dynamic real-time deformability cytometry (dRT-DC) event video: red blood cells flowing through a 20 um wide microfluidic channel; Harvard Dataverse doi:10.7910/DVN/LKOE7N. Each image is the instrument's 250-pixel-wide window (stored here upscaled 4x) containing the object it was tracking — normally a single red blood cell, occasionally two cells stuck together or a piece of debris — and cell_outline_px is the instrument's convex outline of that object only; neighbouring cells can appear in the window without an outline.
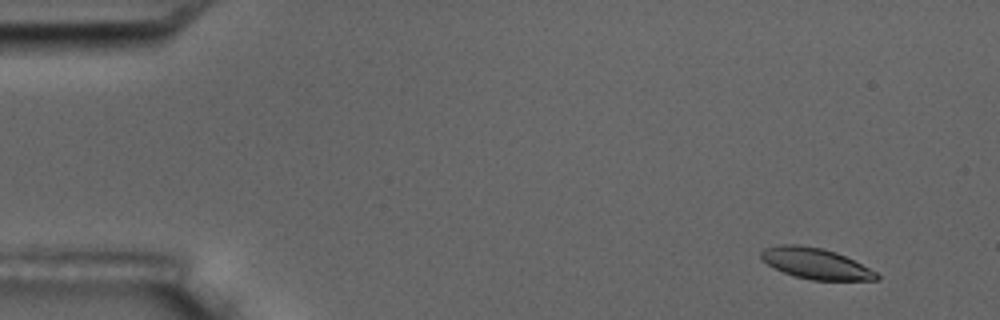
{"species": "common noctule bat (a hibernating species)", "species_latin": "Nyctalus noctula", "temperature_condition": "room temperature", "stored_images_in_passage": 5, "camera_frame_rate_fps": 3000, "um_per_image_px": 0.085, "animal": {"sex": "male", "body_mass_g": 17.5, "forearm_length_mm": 52.3}, "frame": {"image": 1, "passage_image": 1, "time_ms": 0.0, "image_size_px": [1000, 320], "cell_outline_px": [[880, 280], [812, 280], [796, 276], [784, 272], [768, 264], [760, 256], [760, 252], [764, 248], [780, 244], [800, 244], [820, 248], [836, 252], [876, 272], [880, 276]], "centroid_in_image_um": [69.32, 22.39], "position_along_channel_um": 15.7, "area_um2": 20.46}}
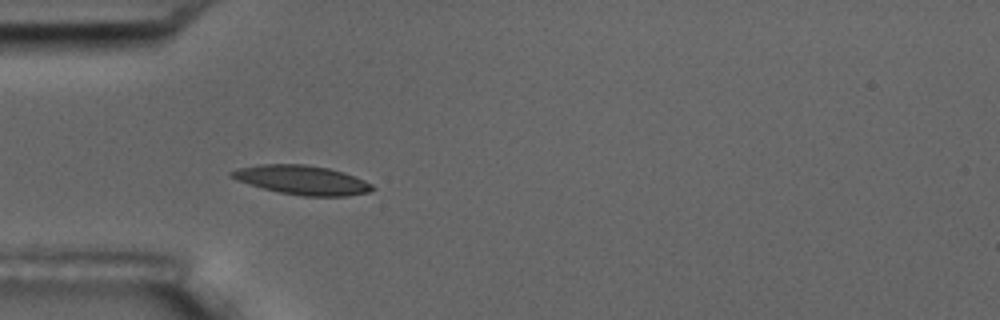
{"frame": {"image": 2, "passage_image": 5, "time_ms": 4.333, "image_size_px": [1000, 320], "cell_outline_px": [[376, 188], [368, 192], [348, 196], [304, 196], [280, 192], [264, 188], [236, 180], [228, 176], [228, 172], [240, 168], [260, 164], [304, 164], [328, 168], [344, 172], [364, 180], [372, 184]], "centroid_in_image_um": [25.68, 15.3], "position_along_channel_um": 59.3, "area_um2": 23.81}}